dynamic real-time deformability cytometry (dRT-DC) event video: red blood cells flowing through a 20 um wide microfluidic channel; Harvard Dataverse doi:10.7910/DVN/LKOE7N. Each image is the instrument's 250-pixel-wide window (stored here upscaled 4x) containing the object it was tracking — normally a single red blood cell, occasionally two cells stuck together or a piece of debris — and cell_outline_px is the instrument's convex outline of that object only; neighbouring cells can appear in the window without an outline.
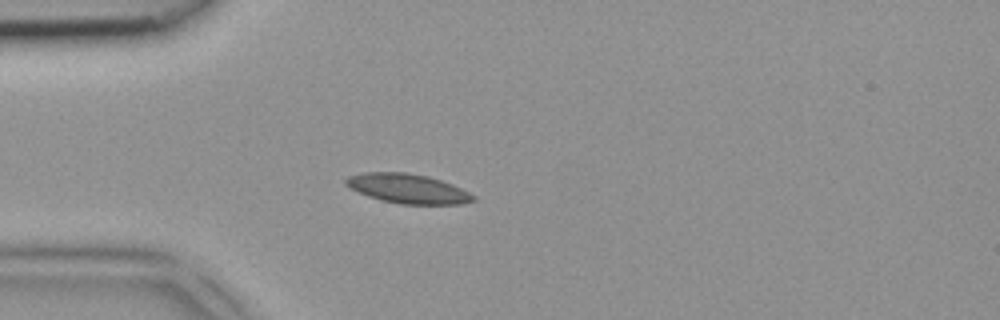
{"species": "common noctule bat (a hibernating species)", "species_latin": "Nyctalus noctula", "temperature_condition": "room temperature", "stored_images_in_passage": 3, "camera_frame_rate_fps": 3000, "um_per_image_px": 0.085, "animal": {"sex": "female", "body_mass_g": 18.4}, "frame": {"image": 1, "passage_image": 3, "time_ms": 0.667, "image_size_px": [1000, 320], "cell_outline_px": [[476, 200], [460, 204], [400, 204], [380, 200], [368, 196], [344, 184], [344, 180], [348, 176], [364, 172], [404, 172], [428, 176], [452, 184], [476, 196]], "centroid_in_image_um": [34.66, 16.03], "position_along_channel_um": 50.3, "area_um2": 21.79}}